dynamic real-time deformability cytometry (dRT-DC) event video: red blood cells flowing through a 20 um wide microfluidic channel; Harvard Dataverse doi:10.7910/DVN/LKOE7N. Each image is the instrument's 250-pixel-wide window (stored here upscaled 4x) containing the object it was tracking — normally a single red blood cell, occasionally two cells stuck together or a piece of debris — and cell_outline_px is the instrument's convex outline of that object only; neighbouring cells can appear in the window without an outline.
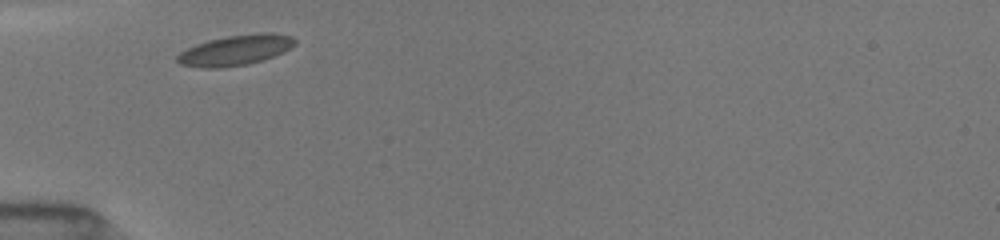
{"species": "common noctule bat (a hibernating species)", "species_latin": "Nyctalus noctula", "temperature_condition": "room temperature", "stored_images_in_passage": 28, "camera_frame_rate_fps": 3000, "um_per_image_px": 0.085, "animal": {"sex": "female", "body_mass_g": 19.5, "forearm_length_mm": 54.1}, "frame": {"image": 1, "passage_image": 1, "time_ms": 0.0, "image_size_px": [1000, 240], "cell_outline_px": [[296, 44], [284, 52], [248, 64], [220, 68], [204, 68], [180, 64], [176, 60], [176, 56], [180, 52], [196, 44], [208, 40], [228, 36], [260, 32], [272, 32], [292, 36], [296, 40]], "centroid_in_image_um": [20.03, 4.25], "position_along_channel_um": 65.0, "area_um2": 20.81}}
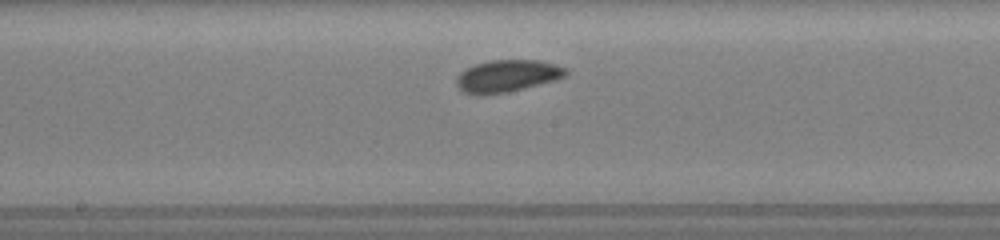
{"frame": {"image": 2, "passage_image": 11, "time_ms": 3.667, "image_size_px": [1000, 240], "cell_outline_px": [[568, 72], [564, 76], [556, 80], [508, 92], [484, 96], [476, 96], [464, 92], [456, 84], [456, 76], [464, 68], [488, 60], [540, 60], [556, 64], [564, 68]], "centroid_in_image_um": [43.06, 6.47], "position_along_channel_um": 205.1, "area_um2": 20.75}}
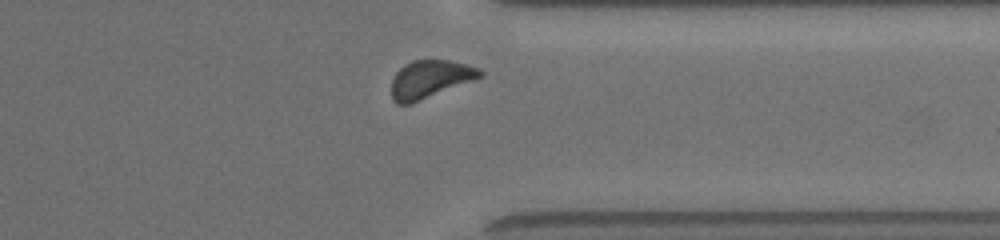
{"frame": {"image": 3, "passage_image": 25, "time_ms": 8.0, "image_size_px": [1000, 240], "cell_outline_px": [[484, 76], [412, 104], [396, 104], [392, 100], [392, 80], [396, 72], [404, 64], [412, 60], [448, 60], [468, 64], [480, 68], [484, 72]], "centroid_in_image_um": [36.57, 6.73], "position_along_channel_um": 374.8, "area_um2": 19.77}, "authors_computed_cell_mechanics": {"area_um2": 19.3341, "velocity_mm_per_s": 3.9355, "shape_relaxation_time_tau1_ms": 1.1691, "shape_relaxation_time_tau2_ms": null, "deformation_change_tau1": 0.0474, "deformation_change_tau2": null}}